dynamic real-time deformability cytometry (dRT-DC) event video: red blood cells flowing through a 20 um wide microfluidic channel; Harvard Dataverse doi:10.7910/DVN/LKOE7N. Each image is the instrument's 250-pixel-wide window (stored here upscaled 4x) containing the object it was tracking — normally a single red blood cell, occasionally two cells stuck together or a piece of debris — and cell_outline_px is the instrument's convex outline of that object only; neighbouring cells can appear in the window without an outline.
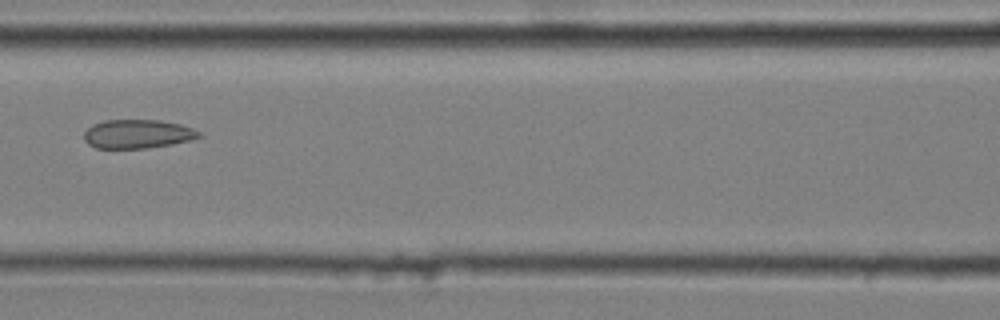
{"species": "common noctule bat (a hibernating species)", "species_latin": "Nyctalus noctula", "temperature_condition": "cold", "stored_images_in_passage": 9, "camera_frame_rate_fps": 3000, "um_per_image_px": 0.085, "animal": {"sex": "male", "body_mass_g": 20.4}, "frame": {"image": 1, "passage_image": 7, "time_ms": 2.0, "image_size_px": [1000, 320], "cell_outline_px": [[204, 136], [192, 140], [172, 144], [144, 148], [96, 148], [88, 144], [84, 140], [84, 132], [92, 124], [104, 120], [160, 120], [180, 124], [192, 128], [200, 132]], "centroid_in_image_um": [11.71, 11.38], "position_along_channel_um": 154.9, "area_um2": 19.42}}
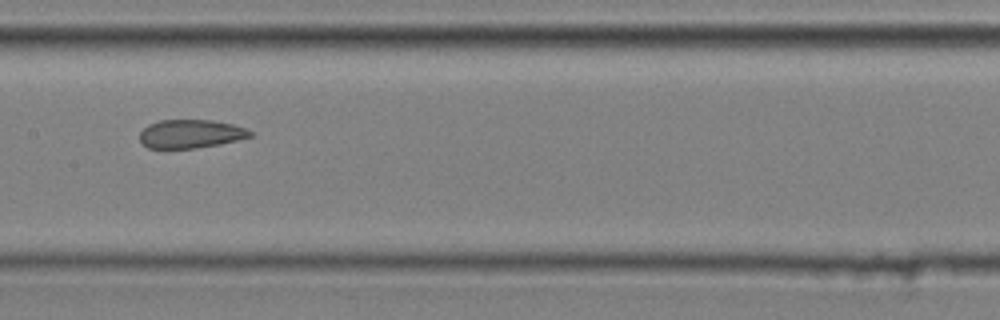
{"frame": {"image": 2, "passage_image": 8, "time_ms": 2.333, "image_size_px": [1000, 320], "cell_outline_px": [[252, 136], [220, 144], [196, 148], [148, 148], [140, 140], [140, 132], [148, 124], [160, 120], [212, 120], [232, 124], [244, 128], [252, 132]], "centroid_in_image_um": [16.19, 11.37], "position_along_channel_um": 191.2, "area_um2": 18.21}}
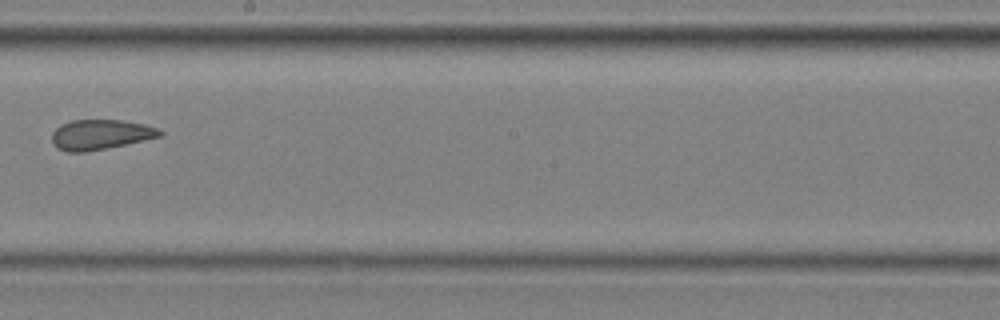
{"frame": {"image": 3, "passage_image": 9, "time_ms": 2.667, "image_size_px": [1000, 320], "cell_outline_px": [[164, 136], [88, 152], [68, 152], [56, 148], [52, 144], [52, 132], [60, 124], [72, 120], [120, 120], [144, 124], [156, 128], [164, 132]], "centroid_in_image_um": [8.52, 11.45], "position_along_channel_um": 239.7, "area_um2": 19.07}}